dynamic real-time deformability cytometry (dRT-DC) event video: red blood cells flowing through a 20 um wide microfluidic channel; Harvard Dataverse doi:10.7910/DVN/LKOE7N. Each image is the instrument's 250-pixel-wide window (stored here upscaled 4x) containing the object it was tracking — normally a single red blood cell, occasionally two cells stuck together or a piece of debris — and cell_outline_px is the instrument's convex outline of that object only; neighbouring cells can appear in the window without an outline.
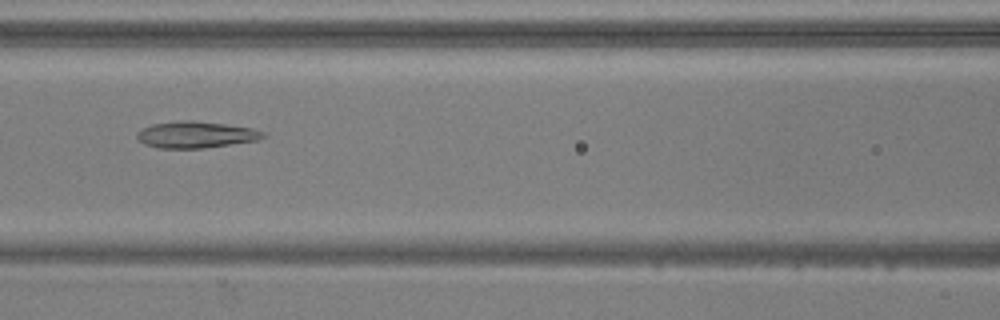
{"species": "common noctule bat (a hibernating species)", "species_latin": "Nyctalus noctula", "temperature_condition": "warm", "stored_images_in_passage": 53, "camera_frame_rate_fps": 3000, "um_per_image_px": 0.085, "animal": {"sex": "male", "body_mass_g": 20.5, "forearm_length_mm": 52.5}, "frame": {"image": 1, "passage_image": 24, "time_ms": 7.667, "image_size_px": [1000, 320], "cell_outline_px": [[268, 136], [260, 140], [204, 148], [156, 148], [144, 144], [136, 136], [136, 132], [140, 128], [152, 124], [176, 120], [192, 120], [224, 124], [252, 128], [264, 132]], "centroid_in_image_um": [16.64, 11.44], "position_along_channel_um": 150.0, "area_um2": 19.77}}
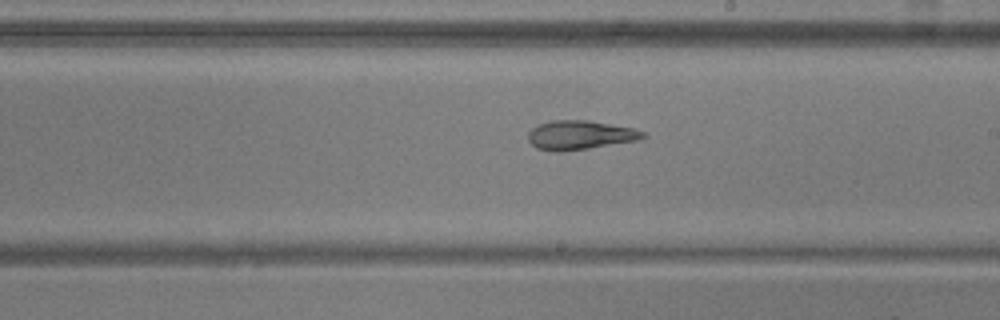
{"frame": {"image": 2, "passage_image": 31, "time_ms": 10.0, "image_size_px": [1000, 320], "cell_outline_px": [[648, 136], [640, 140], [588, 148], [560, 152], [536, 148], [528, 140], [528, 132], [532, 128], [540, 124], [552, 120], [588, 120], [632, 128], [644, 132]], "centroid_in_image_um": [49.31, 11.48], "position_along_channel_um": 239.7, "area_um2": 19.36}}
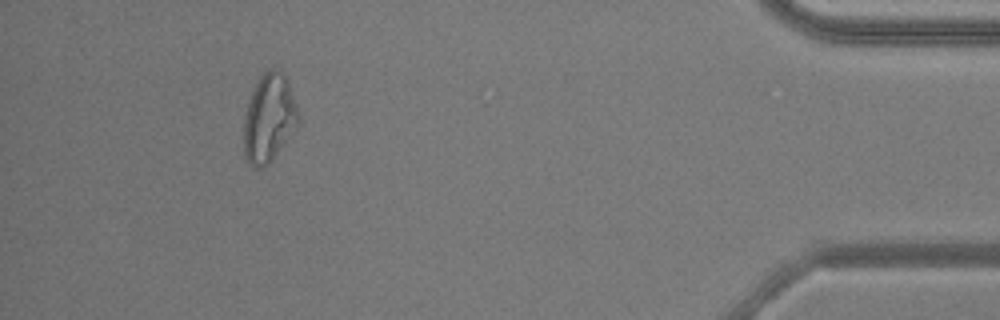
{"frame": {"image": 3, "passage_image": 49, "time_ms": 16.0, "image_size_px": [1000, 320], "cell_outline_px": [[300, 124], [272, 160], [264, 168], [252, 168], [244, 156], [244, 116], [252, 92], [260, 76], [268, 68], [276, 68], [288, 80], [300, 116]], "centroid_in_image_um": [22.88, 10.07], "position_along_channel_um": 412.3, "area_um2": 28.26}, "authors_computed_cell_mechanics": {"area_um2": 23.9292, "velocity_mm_per_s": 3.8456, "shape_relaxation_time_tau1_ms": null, "shape_relaxation_time_tau2_ms": 4.6419, "deformation_change_tau1": null, "deformation_change_tau2": 0.1455}}